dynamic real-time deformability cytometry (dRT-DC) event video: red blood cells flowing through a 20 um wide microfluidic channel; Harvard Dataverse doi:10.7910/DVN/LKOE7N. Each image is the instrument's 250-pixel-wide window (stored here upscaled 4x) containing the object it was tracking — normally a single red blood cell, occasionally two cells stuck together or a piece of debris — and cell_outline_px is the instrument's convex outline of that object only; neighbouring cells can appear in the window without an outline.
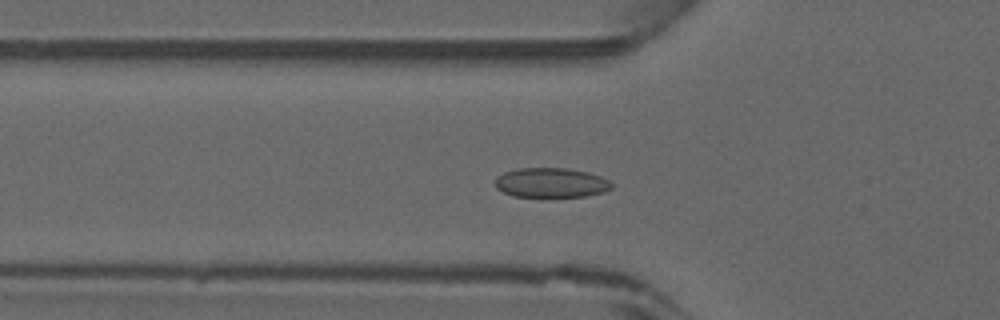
{"species": "common noctule bat (a hibernating species)", "species_latin": "Nyctalus noctula", "temperature_condition": "warm", "stored_images_in_passage": 43, "camera_frame_rate_fps": 3000, "um_per_image_px": 0.085, "animal": {"sex": "male", "forearm_length_mm": 52.5}, "frame": {"image": 1, "passage_image": 13, "time_ms": 4.0, "image_size_px": [1000, 320], "cell_outline_px": [[612, 188], [604, 192], [584, 196], [512, 196], [496, 188], [496, 176], [504, 172], [520, 168], [564, 168], [588, 172], [600, 176], [608, 180], [612, 184]], "centroid_in_image_um": [46.84, 15.52], "position_along_channel_um": 79.0, "area_um2": 19.94}}